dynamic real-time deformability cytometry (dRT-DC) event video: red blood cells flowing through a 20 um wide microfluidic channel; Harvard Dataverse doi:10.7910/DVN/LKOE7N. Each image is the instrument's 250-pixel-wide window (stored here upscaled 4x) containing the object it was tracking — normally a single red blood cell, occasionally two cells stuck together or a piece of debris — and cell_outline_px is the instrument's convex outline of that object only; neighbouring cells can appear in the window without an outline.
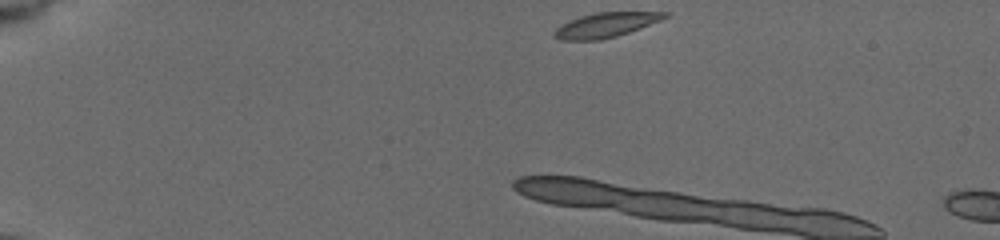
{"species": "common noctule bat (a hibernating species)", "species_latin": "Nyctalus noctula", "temperature_condition": "cold", "stored_images_in_passage": 5, "camera_frame_rate_fps": 3000, "um_per_image_px": 0.085, "animal": {"sex": "female", "body_mass_g": 19.5, "forearm_length_mm": 54.1}, "frame": {"image": 1, "passage_image": 1, "time_ms": 0.0, "image_size_px": [1000, 240], "cell_outline_px": [[668, 16], [660, 20], [640, 28], [616, 36], [600, 40], [560, 40], [552, 36], [552, 32], [556, 28], [580, 16], [596, 12], [668, 12]], "centroid_in_image_um": [51.45, 2.13], "position_along_channel_um": 33.5, "area_um2": 15.66}}